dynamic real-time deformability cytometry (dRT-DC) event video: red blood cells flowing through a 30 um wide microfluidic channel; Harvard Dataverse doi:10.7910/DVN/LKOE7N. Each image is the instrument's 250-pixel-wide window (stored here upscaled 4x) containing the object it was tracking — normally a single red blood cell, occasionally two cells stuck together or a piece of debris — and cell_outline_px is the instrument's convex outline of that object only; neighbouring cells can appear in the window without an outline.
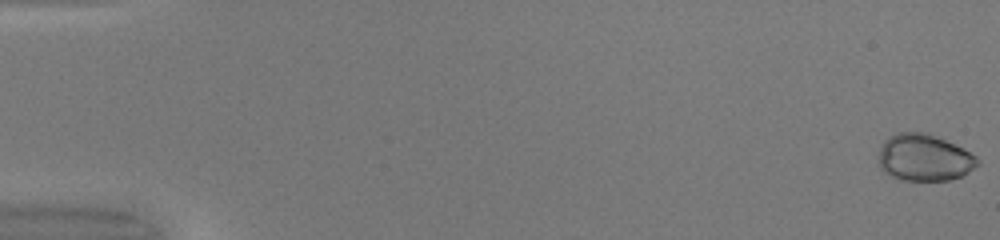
{"species": "common noctule bat (a hibernating species)", "species_latin": "Nyctalus noctula", "temperature_condition": "warm", "stored_images_in_passage": 50, "camera_frame_rate_fps": 3000, "um_per_image_px": 0.085, "animal": {"sex": "female", "body_mass_g": 20.0, "forearm_length_mm": 54.0}, "frame": {"image": 1, "passage_image": 1, "time_ms": 0.0, "image_size_px": [1000, 240], "cell_outline_px": [[980, 164], [968, 172], [960, 176], [948, 180], [900, 180], [888, 176], [880, 168], [880, 148], [884, 140], [888, 136], [896, 132], [928, 132], [976, 156], [980, 160]], "centroid_in_image_um": [78.52, 13.4], "position_along_channel_um": 6.5, "area_um2": 26.93}}
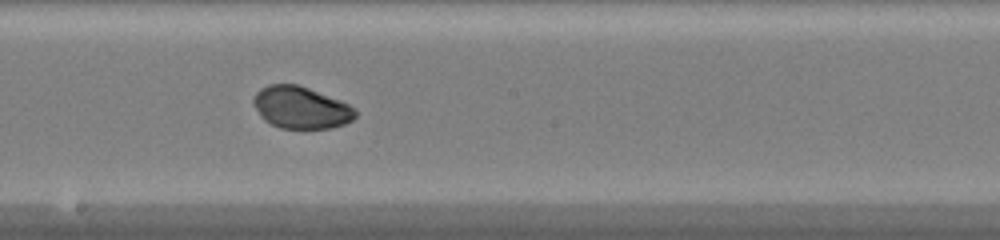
{"frame": {"image": 2, "passage_image": 29, "time_ms": 9.333, "image_size_px": [1000, 240], "cell_outline_px": [[356, 116], [352, 120], [344, 124], [332, 128], [280, 128], [264, 120], [260, 116], [252, 104], [252, 96], [260, 88], [268, 84], [296, 84], [308, 88], [340, 100], [348, 104], [356, 112]], "centroid_in_image_um": [25.52, 9.14], "position_along_channel_um": 222.7, "area_um2": 24.97}}
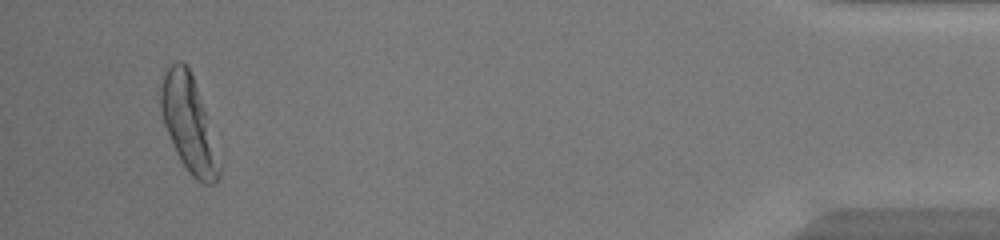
{"frame": {"image": 3, "passage_image": 48, "time_ms": 15.667, "image_size_px": [1000, 240], "cell_outline_px": [[220, 176], [212, 184], [204, 184], [196, 180], [188, 172], [180, 160], [176, 152], [164, 124], [160, 108], [160, 88], [164, 72], [176, 60], [180, 60], [188, 68], [192, 76], [204, 112], [220, 168]], "centroid_in_image_um": [15.98, 10.54], "position_along_channel_um": 419.2, "area_um2": 31.27}, "authors_computed_cell_mechanics": {"area_um2": 26.7036, "velocity_mm_per_s": 4.2093, "shape_relaxation_time_tau1_ms": 1.657, "shape_relaxation_time_tau2_ms": null, "deformation_change_tau1": 0.0697, "deformation_change_tau2": null}}